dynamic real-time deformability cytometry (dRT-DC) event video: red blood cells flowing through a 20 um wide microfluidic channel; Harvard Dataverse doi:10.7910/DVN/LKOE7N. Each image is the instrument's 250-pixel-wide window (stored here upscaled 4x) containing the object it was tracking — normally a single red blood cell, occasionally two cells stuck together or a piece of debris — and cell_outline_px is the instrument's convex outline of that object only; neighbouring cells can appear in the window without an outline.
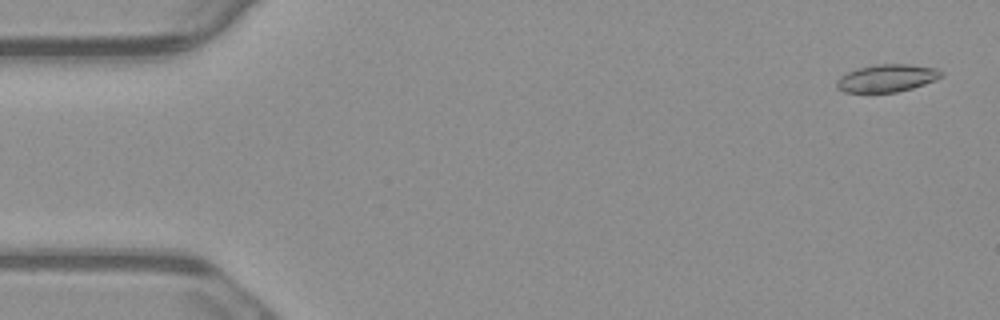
{"species": "common noctule bat (a hibernating species)", "species_latin": "Nyctalus noctula", "temperature_condition": "warm", "stored_images_in_passage": 7, "camera_frame_rate_fps": 3000, "um_per_image_px": 0.085, "animal": {"sex": "male", "body_mass_g": 23.1, "forearm_length_mm": 52.7}, "frame": {"image": 1, "passage_image": 1, "time_ms": 0.0, "image_size_px": [1000, 320], "cell_outline_px": [[944, 76], [936, 80], [912, 88], [896, 92], [844, 92], [836, 88], [836, 80], [840, 76], [856, 68], [876, 64], [908, 64], [936, 68], [944, 72]], "centroid_in_image_um": [75.39, 6.63], "position_along_channel_um": 9.6, "area_um2": 16.94}}
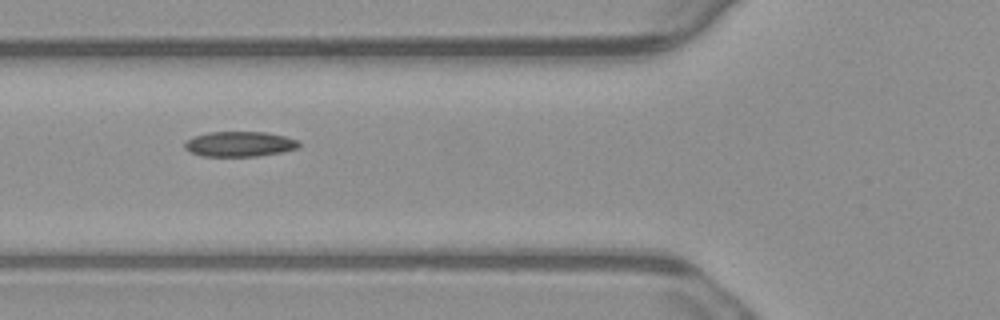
{"frame": {"image": 2, "passage_image": 6, "time_ms": 1.667, "image_size_px": [1000, 320], "cell_outline_px": [[300, 148], [284, 152], [256, 156], [200, 156], [184, 148], [184, 144], [188, 140], [196, 136], [208, 132], [268, 132], [300, 140]], "centroid_in_image_um": [20.43, 12.24], "position_along_channel_um": 105.4, "area_um2": 16.82}}
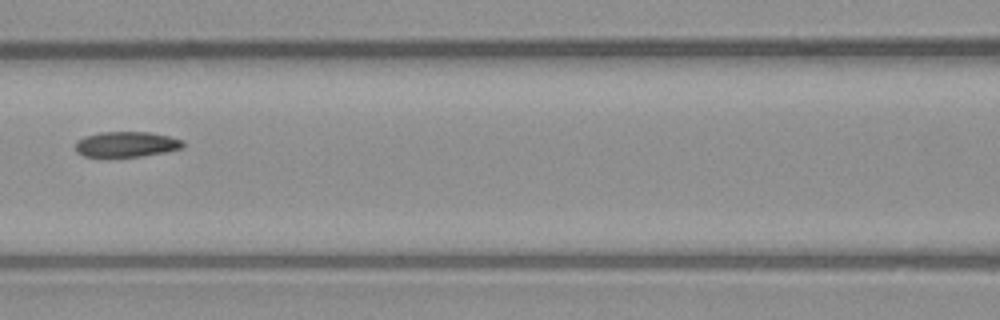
{"frame": {"image": 3, "passage_image": 7, "time_ms": 2.0, "image_size_px": [1000, 320], "cell_outline_px": [[184, 148], [164, 152], [140, 156], [84, 156], [76, 152], [76, 140], [84, 136], [100, 132], [148, 132], [168, 136], [184, 140]], "centroid_in_image_um": [10.74, 12.25], "position_along_channel_um": 155.9, "area_um2": 15.84}}